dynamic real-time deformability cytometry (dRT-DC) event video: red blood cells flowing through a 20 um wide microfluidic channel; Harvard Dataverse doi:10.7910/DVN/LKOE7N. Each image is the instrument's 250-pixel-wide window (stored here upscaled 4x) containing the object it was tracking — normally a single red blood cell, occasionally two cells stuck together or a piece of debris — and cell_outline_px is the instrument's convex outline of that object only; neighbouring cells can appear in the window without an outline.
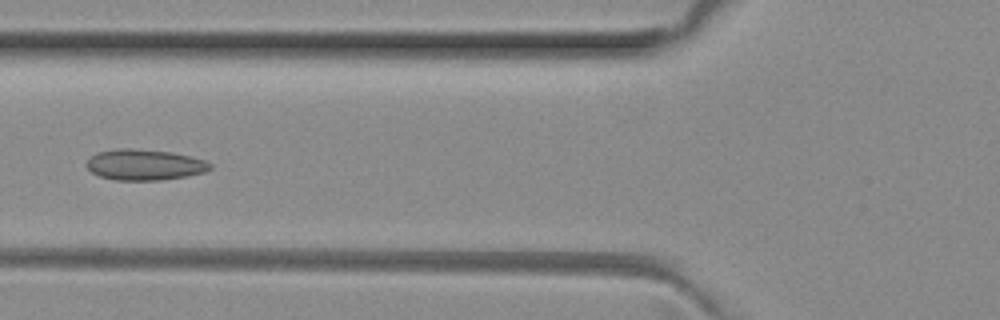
{"species": "common noctule bat (a hibernating species)", "species_latin": "Nyctalus noctula", "temperature_condition": "room temperature", "stored_images_in_passage": 5, "camera_frame_rate_fps": 3000, "um_per_image_px": 0.085, "animal": {"sex": "female", "body_mass_g": 29.2, "forearm_length_mm": 56.3}, "frame": {"image": 1, "passage_image": 4, "time_ms": 1.0, "image_size_px": [1000, 320], "cell_outline_px": [[212, 168], [204, 172], [188, 176], [160, 180], [116, 180], [100, 176], [92, 172], [84, 164], [96, 152], [116, 148], [132, 148], [172, 152], [204, 160], [212, 164]], "centroid_in_image_um": [12.27, 14.0], "position_along_channel_um": 113.5, "area_um2": 22.25}}
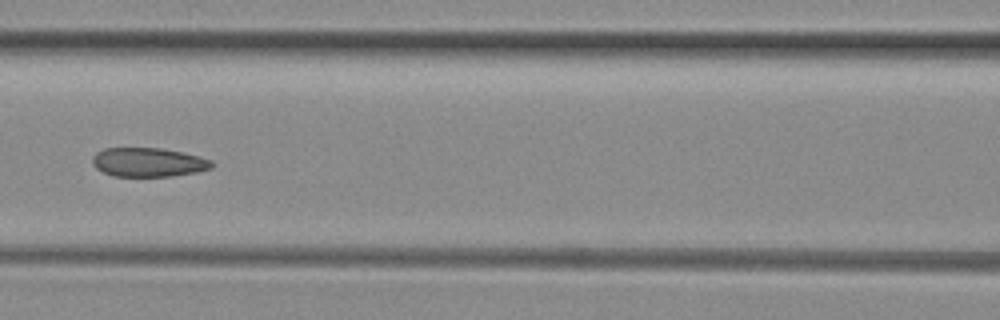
{"frame": {"image": 2, "passage_image": 5, "time_ms": 1.333, "image_size_px": [1000, 320], "cell_outline_px": [[216, 164], [212, 168], [196, 172], [172, 176], [112, 176], [96, 168], [92, 164], [92, 156], [96, 152], [104, 148], [160, 148], [184, 152], [200, 156], [212, 160]], "centroid_in_image_um": [12.63, 13.78], "position_along_channel_um": 154.0, "area_um2": 20.4}}